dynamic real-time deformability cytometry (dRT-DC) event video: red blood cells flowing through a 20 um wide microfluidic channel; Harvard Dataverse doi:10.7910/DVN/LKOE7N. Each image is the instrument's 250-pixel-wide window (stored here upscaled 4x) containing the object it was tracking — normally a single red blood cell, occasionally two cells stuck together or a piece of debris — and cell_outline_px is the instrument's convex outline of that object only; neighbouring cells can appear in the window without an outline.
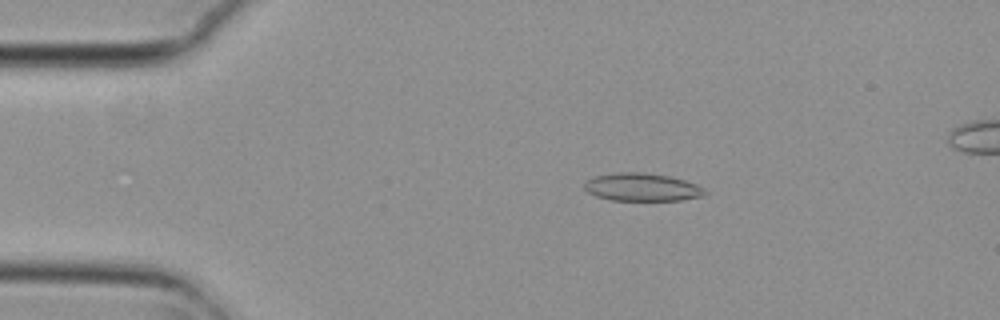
{"species": "common noctule bat (a hibernating species)", "species_latin": "Nyctalus noctula", "temperature_condition": "cold", "stored_images_in_passage": 54, "camera_frame_rate_fps": 3000, "um_per_image_px": 0.085, "animal": {"sex": "female", "body_mass_g": 29.2, "forearm_length_mm": 56.3}, "frame": {"image": 1, "passage_image": 10, "time_ms": 3.0, "image_size_px": [1000, 320], "cell_outline_px": [[708, 192], [704, 196], [680, 200], [612, 200], [596, 196], [588, 192], [584, 188], [584, 180], [596, 176], [616, 172], [644, 172], [668, 176], [684, 180], [696, 184], [704, 188]], "centroid_in_image_um": [54.57, 15.9], "position_along_channel_um": 30.4, "area_um2": 19.65}}
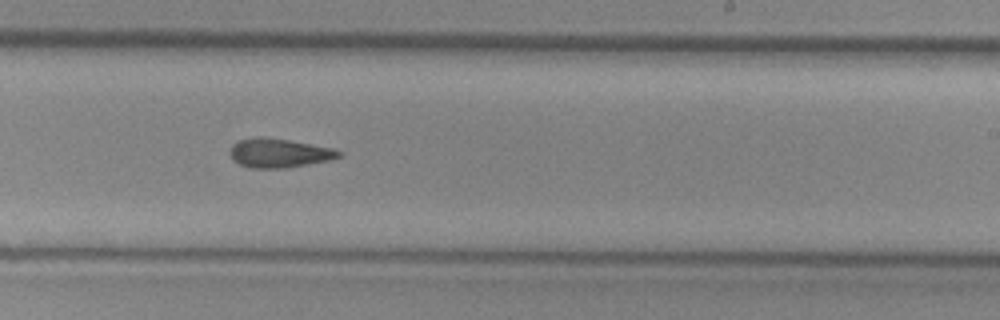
{"frame": {"image": 2, "passage_image": 33, "time_ms": 10.667, "image_size_px": [1000, 320], "cell_outline_px": [[340, 156], [332, 160], [288, 168], [252, 168], [240, 164], [232, 160], [228, 152], [232, 144], [240, 140], [260, 136], [288, 140], [332, 148], [340, 152]], "centroid_in_image_um": [23.68, 13.02], "position_along_channel_um": 265.3, "area_um2": 18.44}}
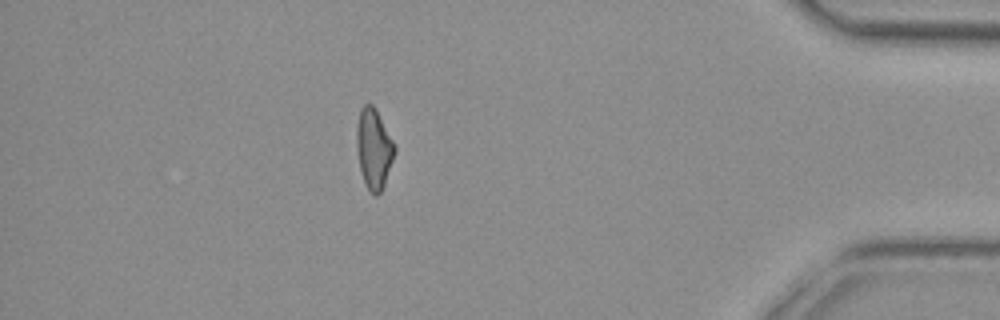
{"frame": {"image": 3, "passage_image": 48, "time_ms": 15.667, "image_size_px": [1000, 320], "cell_outline_px": [[396, 152], [384, 184], [380, 192], [376, 196], [372, 196], [364, 184], [360, 172], [356, 148], [356, 124], [360, 108], [364, 104], [372, 104], [376, 108], [396, 148]], "centroid_in_image_um": [31.74, 12.65], "position_along_channel_um": 403.5, "area_um2": 18.03}}